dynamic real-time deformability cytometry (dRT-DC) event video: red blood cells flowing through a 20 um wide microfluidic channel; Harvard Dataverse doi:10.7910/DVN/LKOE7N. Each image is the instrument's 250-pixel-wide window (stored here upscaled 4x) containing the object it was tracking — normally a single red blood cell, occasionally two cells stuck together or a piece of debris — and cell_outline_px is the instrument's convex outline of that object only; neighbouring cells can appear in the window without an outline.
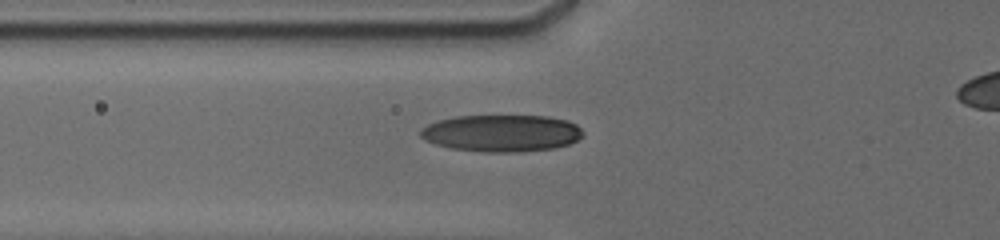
{"species": "human", "species_latin": "Homo sapiens", "temperature_condition": "cold", "stored_images_in_passage": 3, "camera_frame_rate_fps": 3000, "um_per_image_px": 0.085, "donor": {"sex": "male"}, "frame": {"image": 1, "passage_image": 2, "time_ms": 0.333, "image_size_px": [1000, 240], "cell_outline_px": [[584, 136], [568, 144], [552, 148], [520, 152], [480, 152], [452, 148], [436, 144], [424, 140], [420, 136], [420, 132], [428, 124], [436, 120], [456, 116], [548, 116], [568, 120], [576, 124], [584, 132]], "centroid_in_image_um": [42.64, 11.32], "position_along_channel_um": 83.2, "area_um2": 35.08}}